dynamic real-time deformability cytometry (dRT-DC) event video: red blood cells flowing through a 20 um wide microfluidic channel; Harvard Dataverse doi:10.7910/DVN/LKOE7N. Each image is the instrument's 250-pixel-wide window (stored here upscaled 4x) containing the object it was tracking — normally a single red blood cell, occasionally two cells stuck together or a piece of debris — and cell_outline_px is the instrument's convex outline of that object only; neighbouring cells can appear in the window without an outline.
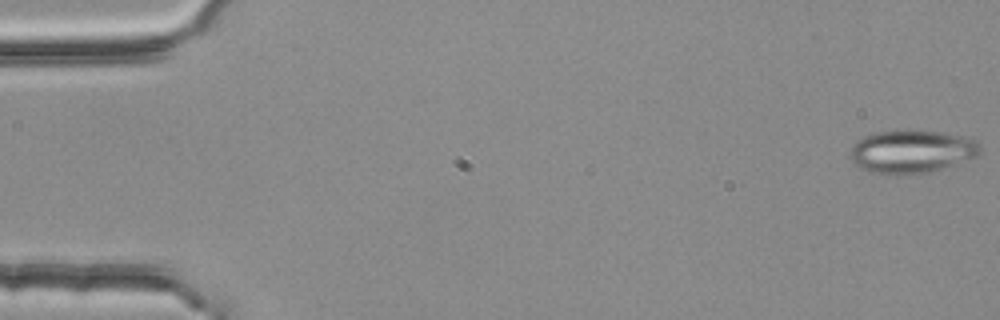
{"species": "common noctule bat (a hibernating species)", "species_latin": "Nyctalus noctula", "temperature_condition": "room temperature", "stored_images_in_passage": 4, "camera_frame_rate_fps": 3000, "um_per_image_px": 0.085, "animal": {"sex": "female", "body_mass_g": 25.1}, "frame": {"image": 1, "passage_image": 1, "time_ms": 0.0, "image_size_px": [1000, 320], "cell_outline_px": [[980, 152], [976, 156], [928, 172], [896, 176], [888, 176], [872, 172], [860, 168], [852, 160], [848, 152], [852, 144], [856, 140], [872, 132], [908, 128], [916, 128], [944, 132], [964, 136], [976, 140], [980, 148]], "centroid_in_image_um": [77.41, 12.84], "position_along_channel_um": 7.6, "area_um2": 33.47}}